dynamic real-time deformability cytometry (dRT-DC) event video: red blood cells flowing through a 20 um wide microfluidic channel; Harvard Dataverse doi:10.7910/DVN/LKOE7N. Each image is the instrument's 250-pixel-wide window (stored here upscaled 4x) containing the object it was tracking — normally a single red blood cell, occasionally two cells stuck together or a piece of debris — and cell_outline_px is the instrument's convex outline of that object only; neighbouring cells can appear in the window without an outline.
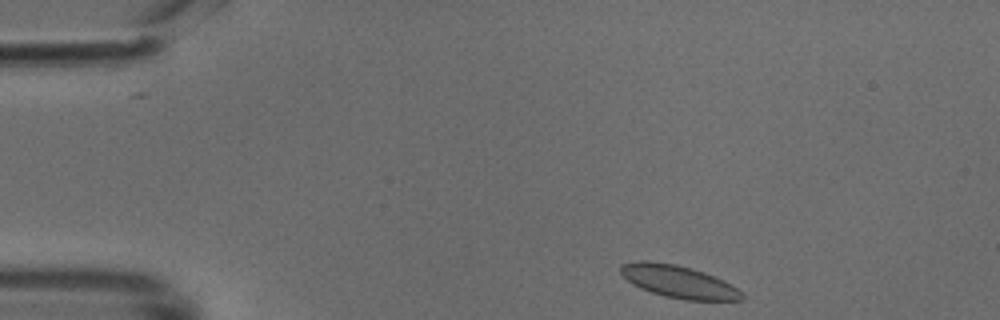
{"species": "common noctule bat (a hibernating species)", "species_latin": "Nyctalus noctula", "temperature_condition": "cold", "stored_images_in_passage": 38, "camera_frame_rate_fps": 3000, "um_per_image_px": 0.085, "animal": {"sex": "male", "body_mass_g": 18.8}, "frame": {"image": 1, "passage_image": 1, "time_ms": 0.0, "image_size_px": [1000, 320], "cell_outline_px": [[744, 300], [684, 300], [664, 296], [640, 288], [632, 284], [620, 272], [620, 264], [636, 260], [648, 260], [676, 264], [692, 268], [704, 272], [736, 288], [744, 296]], "centroid_in_image_um": [57.61, 23.92], "position_along_channel_um": 27.4, "area_um2": 22.77}}
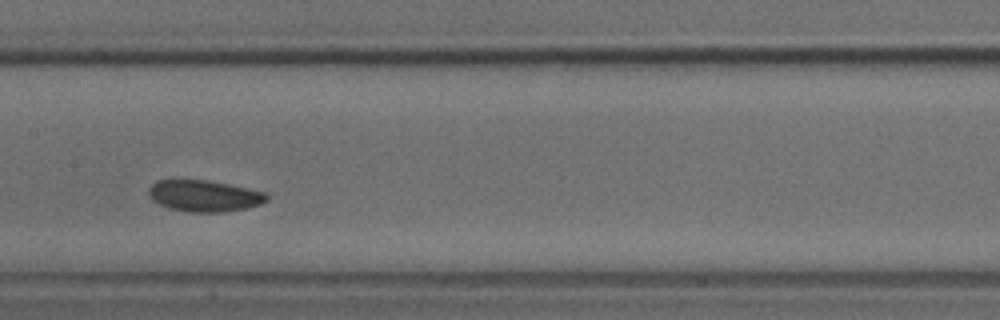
{"frame": {"image": 2, "passage_image": 18, "time_ms": 5.667, "image_size_px": [1000, 320], "cell_outline_px": [[268, 200], [260, 204], [244, 208], [224, 212], [188, 212], [168, 208], [152, 200], [148, 196], [148, 188], [156, 180], [208, 180], [228, 184], [264, 192], [268, 196]], "centroid_in_image_um": [17.31, 16.65], "position_along_channel_um": 190.1, "area_um2": 21.56}}
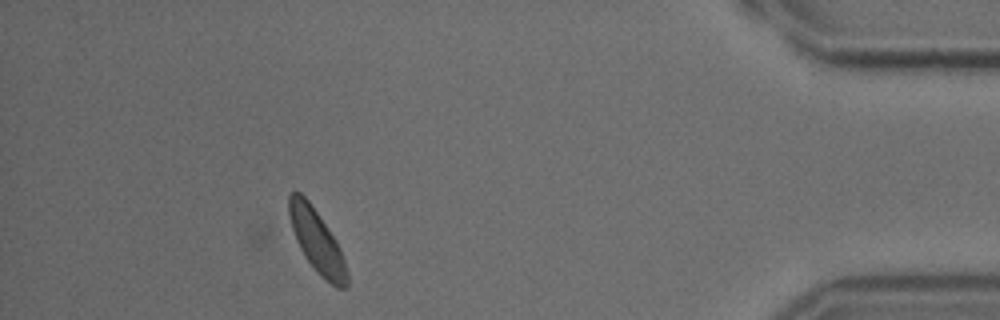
{"frame": {"image": 3, "passage_image": 38, "time_ms": 12.333, "image_size_px": [1000, 320], "cell_outline_px": [[348, 288], [336, 288], [320, 276], [316, 272], [300, 248], [296, 240], [292, 228], [288, 212], [288, 196], [292, 192], [300, 192], [308, 200], [336, 240], [340, 248], [348, 272]], "centroid_in_image_um": [26.95, 20.53], "position_along_channel_um": 408.3, "area_um2": 21.1}}